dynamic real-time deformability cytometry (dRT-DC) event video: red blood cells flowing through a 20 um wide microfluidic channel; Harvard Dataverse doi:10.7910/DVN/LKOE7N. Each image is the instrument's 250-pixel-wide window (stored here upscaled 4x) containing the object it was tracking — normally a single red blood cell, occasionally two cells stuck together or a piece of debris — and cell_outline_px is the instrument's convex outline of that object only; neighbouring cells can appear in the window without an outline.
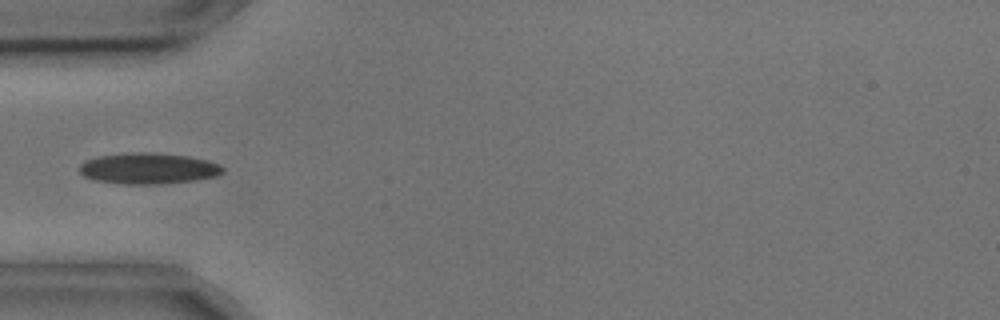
{"species": "common noctule bat (a hibernating species)", "species_latin": "Nyctalus noctula", "temperature_condition": "cold", "stored_images_in_passage": 5, "camera_frame_rate_fps": 3000, "um_per_image_px": 0.085, "animal": {"sex": "male", "body_mass_g": 17.9, "forearm_length_mm": 54.2}, "frame": {"image": 1, "passage_image": 3, "time_ms": 0.667, "image_size_px": [1000, 320], "cell_outline_px": [[224, 172], [216, 176], [196, 180], [148, 184], [124, 184], [96, 180], [84, 176], [80, 172], [80, 164], [96, 156], [128, 152], [152, 152], [188, 156], [208, 160], [220, 164], [224, 168]], "centroid_in_image_um": [12.63, 14.3], "position_along_channel_um": 72.4, "area_um2": 25.89}}